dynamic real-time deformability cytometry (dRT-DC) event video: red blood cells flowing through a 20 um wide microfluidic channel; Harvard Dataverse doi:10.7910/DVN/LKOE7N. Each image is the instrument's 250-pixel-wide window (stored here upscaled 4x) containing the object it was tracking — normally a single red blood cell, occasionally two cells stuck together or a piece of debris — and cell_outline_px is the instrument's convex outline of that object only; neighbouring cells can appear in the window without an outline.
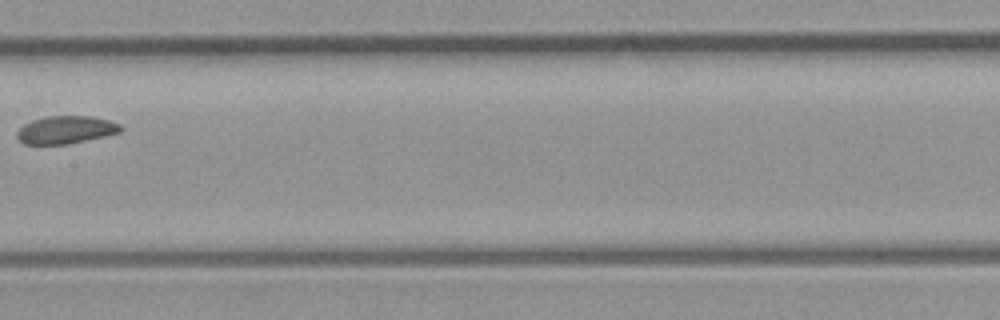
{"species": "common noctule bat (a hibernating species)", "species_latin": "Nyctalus noctula", "temperature_condition": "room temperature", "stored_images_in_passage": 5, "camera_frame_rate_fps": 3000, "um_per_image_px": 0.085, "animal": {"sex": "male", "body_mass_g": 23.1, "forearm_length_mm": 52.7}, "frame": {"image": 1, "passage_image": 5, "time_ms": 1.333, "image_size_px": [1000, 320], "cell_outline_px": [[124, 128], [120, 132], [104, 136], [68, 144], [24, 144], [16, 136], [16, 132], [24, 124], [32, 120], [44, 116], [92, 116], [108, 120], [120, 124]], "centroid_in_image_um": [5.59, 11.02], "position_along_channel_um": 201.8, "area_um2": 16.76}}